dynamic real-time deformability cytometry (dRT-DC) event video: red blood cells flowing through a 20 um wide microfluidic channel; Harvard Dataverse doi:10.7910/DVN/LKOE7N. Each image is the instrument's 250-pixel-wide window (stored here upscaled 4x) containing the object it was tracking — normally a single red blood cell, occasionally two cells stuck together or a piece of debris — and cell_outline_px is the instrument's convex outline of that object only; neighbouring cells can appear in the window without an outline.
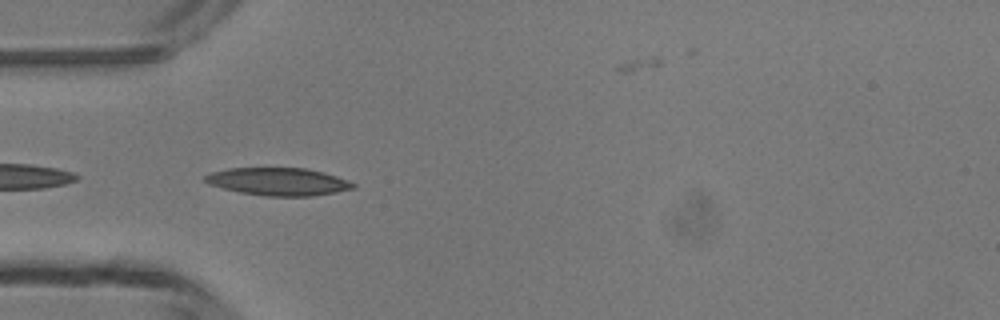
{"species": "common noctule bat (a hibernating species)", "species_latin": "Nyctalus noctula", "temperature_condition": "room temperature", "stored_images_in_passage": 4, "camera_frame_rate_fps": 3000, "um_per_image_px": 0.085, "animal": {"sex": "male", "body_mass_g": 13.3}, "frame": {"image": 1, "passage_image": 3, "time_ms": 2.333, "image_size_px": [1000, 320], "cell_outline_px": [[356, 188], [336, 192], [312, 196], [264, 196], [240, 192], [208, 184], [204, 180], [204, 176], [212, 172], [228, 168], [304, 168], [324, 172], [348, 180], [356, 184]], "centroid_in_image_um": [23.67, 15.44], "position_along_channel_um": 61.3, "area_um2": 23.87}}
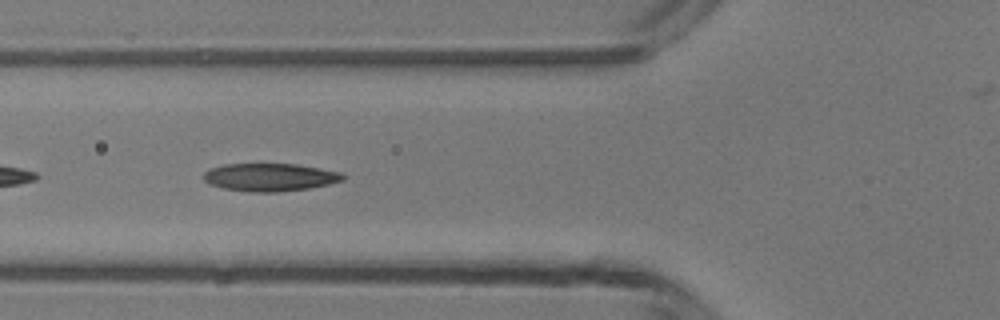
{"frame": {"image": 2, "passage_image": 4, "time_ms": 3.333, "image_size_px": [1000, 320], "cell_outline_px": [[348, 176], [344, 180], [328, 184], [308, 188], [276, 192], [248, 192], [224, 188], [208, 184], [200, 176], [208, 168], [224, 164], [296, 164], [320, 168], [340, 172]], "centroid_in_image_um": [22.9, 15.06], "position_along_channel_um": 102.9, "area_um2": 22.83}}